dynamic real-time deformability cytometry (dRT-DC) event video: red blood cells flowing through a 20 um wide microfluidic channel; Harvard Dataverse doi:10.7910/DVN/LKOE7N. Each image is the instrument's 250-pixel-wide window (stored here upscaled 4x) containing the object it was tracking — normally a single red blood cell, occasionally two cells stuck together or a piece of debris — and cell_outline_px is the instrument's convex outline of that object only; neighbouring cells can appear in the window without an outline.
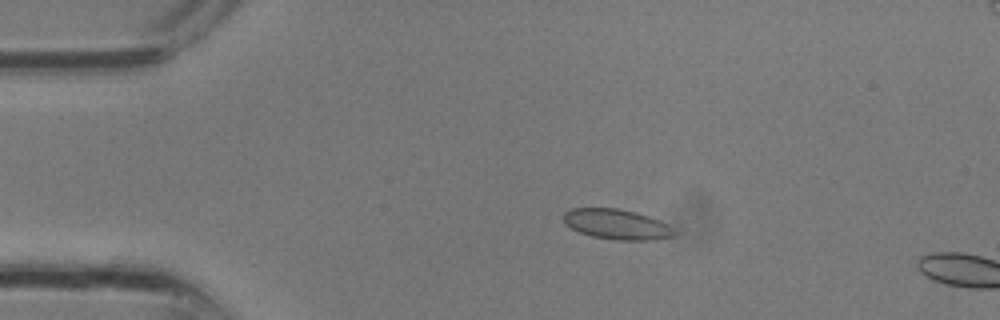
{"species": "common noctule bat (a hibernating species)", "species_latin": "Nyctalus noctula", "temperature_condition": "room temperature", "stored_images_in_passage": 8, "camera_frame_rate_fps": 3000, "um_per_image_px": 0.085, "animal": {"sex": "male", "body_mass_g": 13.3}, "frame": {"image": 1, "passage_image": 6, "time_ms": 1.667, "image_size_px": [1000, 320], "cell_outline_px": [[672, 236], [652, 240], [616, 240], [592, 236], [580, 232], [564, 224], [564, 212], [572, 208], [616, 208], [636, 212], [648, 216], [668, 224], [672, 232]], "centroid_in_image_um": [52.37, 19.06], "position_along_channel_um": 32.6, "area_um2": 19.19}}